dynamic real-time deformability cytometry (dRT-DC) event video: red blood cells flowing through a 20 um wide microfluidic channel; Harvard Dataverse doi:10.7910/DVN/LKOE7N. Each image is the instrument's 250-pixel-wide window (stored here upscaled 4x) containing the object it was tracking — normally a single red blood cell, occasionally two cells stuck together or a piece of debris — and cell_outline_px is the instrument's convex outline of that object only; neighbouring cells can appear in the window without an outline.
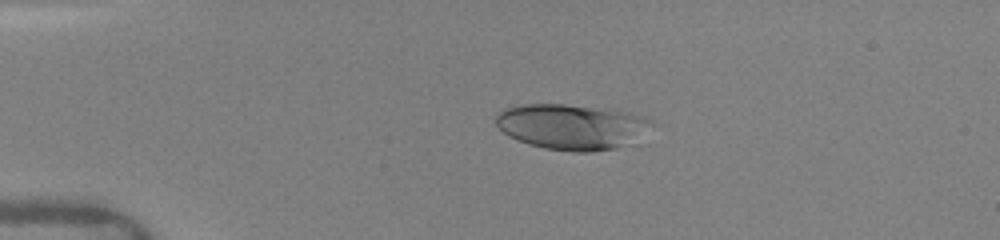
{"species": "human", "species_latin": "Homo sapiens", "temperature_condition": "warm", "stored_images_in_passage": 44, "camera_frame_rate_fps": 3000, "um_per_image_px": 0.085, "donor": {"sex": "female"}, "frame": {"image": 1, "passage_image": 1, "time_ms": 0.0, "image_size_px": [1000, 240], "cell_outline_px": [[652, 120], [640, 144], [592, 152], [572, 152], [544, 148], [528, 144], [508, 136], [496, 124], [496, 116], [504, 108], [520, 104], [564, 104], [628, 112], [644, 116]], "centroid_in_image_um": [48.65, 10.8], "position_along_channel_um": 36.3, "area_um2": 41.73}}
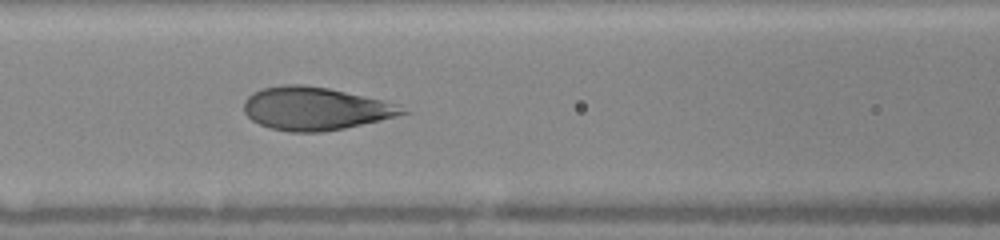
{"frame": {"image": 2, "passage_image": 10, "time_ms": 3.667, "image_size_px": [1000, 240], "cell_outline_px": [[412, 112], [380, 120], [344, 128], [320, 132], [288, 132], [268, 128], [252, 120], [244, 112], [244, 100], [252, 92], [264, 88], [280, 84], [300, 84], [328, 88], [380, 100], [392, 104]], "centroid_in_image_um": [26.72, 9.23], "position_along_channel_um": 139.9, "area_um2": 39.36}}
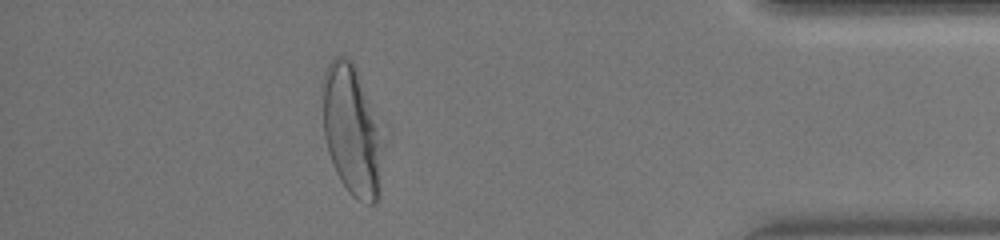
{"frame": {"image": 3, "passage_image": 38, "time_ms": 11.0, "image_size_px": [1000, 240], "cell_outline_px": [[384, 144], [380, 192], [376, 204], [368, 204], [356, 200], [348, 192], [340, 180], [332, 164], [328, 152], [324, 136], [320, 88], [320, 84], [324, 72], [328, 64], [336, 56], [344, 56], [352, 60], [356, 68]], "centroid_in_image_um": [29.87, 11.14], "position_along_channel_um": 405.3, "area_um2": 46.3}, "authors_computed_cell_mechanics": {"area_um2": 40.8357, "velocity_mm_per_s": 4.1071, "shape_relaxation_time_tau1_ms": 2.7075, "shape_relaxation_time_tau2_ms": null, "deformation_change_tau1": 0.1491, "deformation_change_tau2": null}}